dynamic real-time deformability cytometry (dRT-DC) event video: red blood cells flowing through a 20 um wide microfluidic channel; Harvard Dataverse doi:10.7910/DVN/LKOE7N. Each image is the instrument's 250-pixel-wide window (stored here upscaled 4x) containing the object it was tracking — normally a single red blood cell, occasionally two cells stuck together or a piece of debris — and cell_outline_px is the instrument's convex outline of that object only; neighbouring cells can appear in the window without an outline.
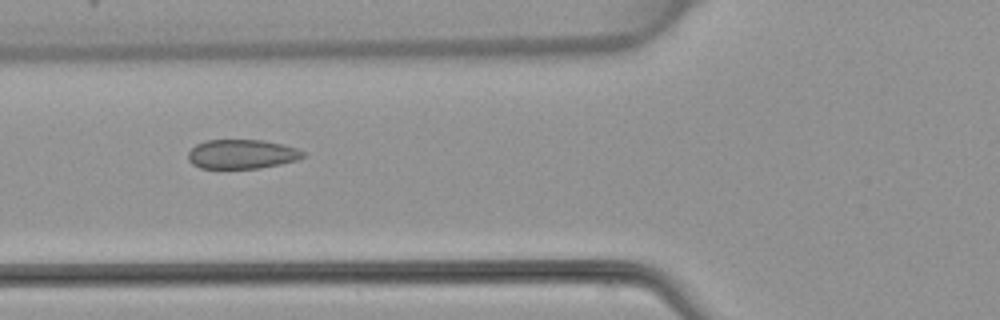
{"species": "common noctule bat (a hibernating species)", "species_latin": "Nyctalus noctula", "temperature_condition": "warm", "stored_images_in_passage": 5, "camera_frame_rate_fps": 3000, "um_per_image_px": 0.085, "animal": {"sex": "female", "body_mass_g": 22.7, "forearm_length_mm": 54.2}, "frame": {"image": 1, "passage_image": 5, "time_ms": 4.667, "image_size_px": [1000, 320], "cell_outline_px": [[308, 156], [296, 160], [280, 164], [260, 168], [200, 168], [192, 164], [188, 160], [188, 152], [196, 144], [208, 140], [260, 140], [284, 144], [296, 148], [304, 152]], "centroid_in_image_um": [20.57, 13.1], "position_along_channel_um": 105.2, "area_um2": 19.65}}